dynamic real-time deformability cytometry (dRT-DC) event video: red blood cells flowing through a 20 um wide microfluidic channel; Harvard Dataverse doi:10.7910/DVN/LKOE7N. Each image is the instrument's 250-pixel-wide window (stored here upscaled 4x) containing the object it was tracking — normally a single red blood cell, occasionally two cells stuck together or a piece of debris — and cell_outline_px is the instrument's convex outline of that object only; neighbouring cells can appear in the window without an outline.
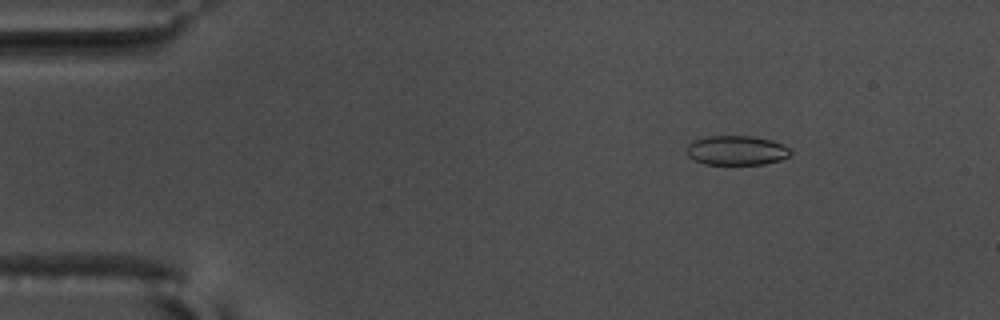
{"species": "common noctule bat (a hibernating species)", "species_latin": "Nyctalus noctula", "temperature_condition": "warm", "stored_images_in_passage": 59, "segment_of_instrument_passage": [1, 2], "camera_frame_rate_fps": 3000, "um_per_image_px": 0.085, "animal": {"sex": "male", "body_mass_g": 17.5, "forearm_length_mm": 52.3}, "frame": {"image": 1, "passage_image": 9, "time_ms": 2.667, "image_size_px": [1000, 320], "cell_outline_px": [[792, 152], [788, 156], [780, 160], [764, 164], [704, 164], [688, 156], [688, 144], [692, 140], [708, 136], [752, 136], [772, 140], [784, 144]], "centroid_in_image_um": [62.62, 12.77], "position_along_channel_um": 22.4, "area_um2": 17.8}}
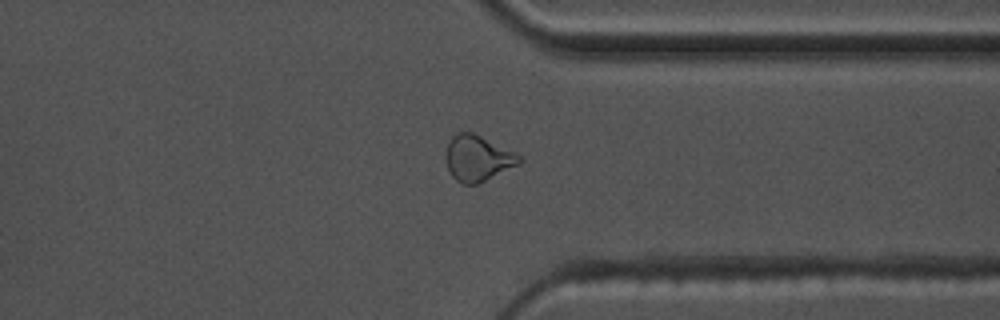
{"frame": {"image": 2, "passage_image": 45, "time_ms": 14.667, "image_size_px": [1000, 320], "cell_outline_px": [[520, 164], [476, 184], [464, 184], [456, 180], [452, 176], [448, 168], [444, 156], [448, 144], [452, 136], [456, 132], [472, 132], [520, 156]], "centroid_in_image_um": [40.54, 13.45], "position_along_channel_um": 370.9, "area_um2": 19.13}}
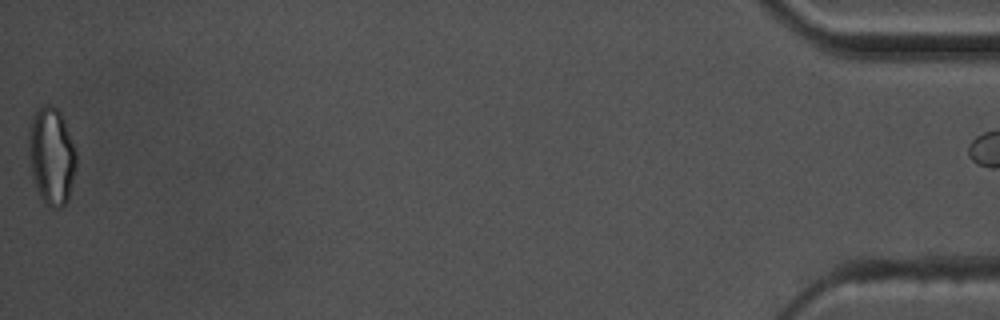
{"frame": {"image": 3, "passage_image": 58, "time_ms": 19.0, "image_size_px": [1000, 320], "cell_outline_px": [[76, 164], [68, 200], [60, 208], [52, 208], [40, 196], [36, 188], [32, 176], [28, 148], [28, 132], [32, 116], [40, 104], [52, 104], [60, 112], [64, 120], [76, 152]], "centroid_in_image_um": [4.36, 13.21], "position_along_channel_um": 430.8, "area_um2": 26.99}}